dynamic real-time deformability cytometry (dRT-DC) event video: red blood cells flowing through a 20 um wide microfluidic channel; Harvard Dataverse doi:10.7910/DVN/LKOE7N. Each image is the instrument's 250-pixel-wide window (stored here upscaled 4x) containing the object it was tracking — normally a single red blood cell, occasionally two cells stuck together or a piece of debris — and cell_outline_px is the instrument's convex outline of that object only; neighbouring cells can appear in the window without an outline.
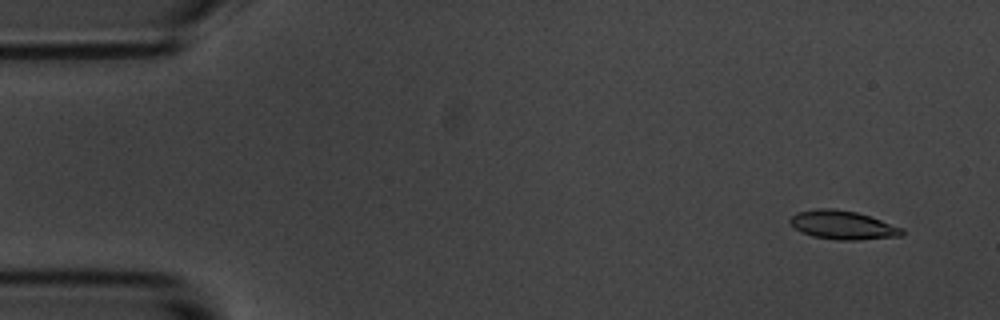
{"species": "common noctule bat (a hibernating species)", "species_latin": "Nyctalus noctula", "temperature_condition": "room temperature", "stored_images_in_passage": 6, "segment_of_instrument_passage": [1, 2], "camera_frame_rate_fps": 3000, "um_per_image_px": 0.085, "animal": {"sex": "male", "body_mass_g": 20.1, "forearm_length_mm": 53.5}, "frame": {"image": 1, "passage_image": 2, "time_ms": 1.0, "image_size_px": [1000, 320], "cell_outline_px": [[904, 232], [900, 236], [860, 240], [836, 240], [812, 236], [796, 228], [788, 220], [796, 212], [816, 208], [832, 208], [856, 212], [904, 228]], "centroid_in_image_um": [71.63, 19.13], "position_along_channel_um": 13.4, "area_um2": 18.61}}